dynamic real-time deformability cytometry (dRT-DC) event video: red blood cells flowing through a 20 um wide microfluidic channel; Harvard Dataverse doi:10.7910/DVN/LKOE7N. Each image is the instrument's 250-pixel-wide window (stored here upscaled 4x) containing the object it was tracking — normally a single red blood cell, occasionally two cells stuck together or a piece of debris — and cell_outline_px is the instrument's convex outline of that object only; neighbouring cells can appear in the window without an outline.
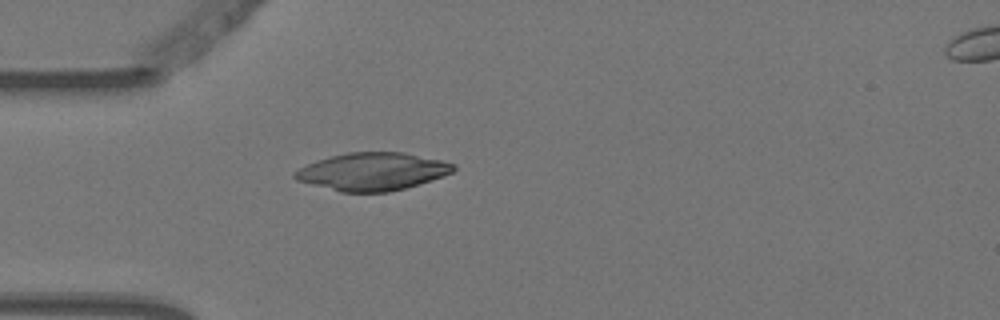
{"species": "Egyptian fruit bat (a non-hibernating species)", "species_latin": "Rousettus aegyptiacus", "temperature_condition": "warm", "stored_images_in_passage": 6, "camera_frame_rate_fps": 3000, "um_per_image_px": 0.085, "animal": {"sex": "female"}, "frame": {"image": 1, "passage_image": 6, "time_ms": 1.667, "image_size_px": [1000, 320], "cell_outline_px": [[456, 168], [452, 172], [444, 176], [404, 188], [388, 192], [340, 192], [296, 180], [292, 176], [292, 172], [316, 160], [348, 152], [404, 152], [444, 160], [456, 164]], "centroid_in_image_um": [31.67, 14.57], "position_along_channel_um": 53.3, "area_um2": 34.91}}